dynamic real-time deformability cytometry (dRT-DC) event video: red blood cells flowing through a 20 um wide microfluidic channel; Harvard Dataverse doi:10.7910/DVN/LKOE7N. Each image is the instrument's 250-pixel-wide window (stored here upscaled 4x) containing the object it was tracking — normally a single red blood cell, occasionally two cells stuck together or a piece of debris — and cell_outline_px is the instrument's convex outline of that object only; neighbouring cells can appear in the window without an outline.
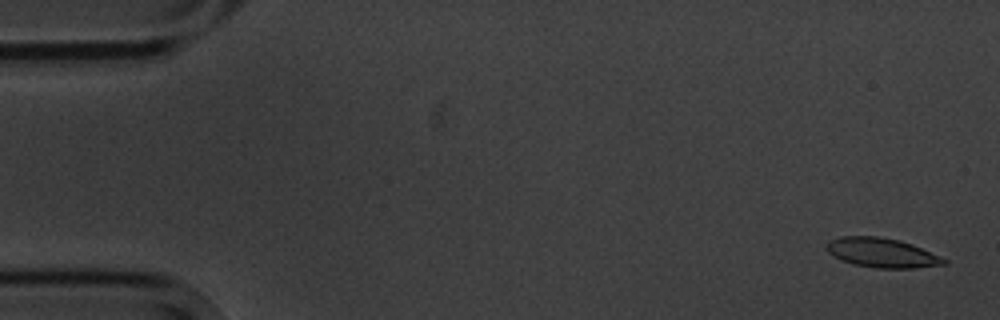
{"species": "common noctule bat (a hibernating species)", "species_latin": "Nyctalus noctula", "temperature_condition": "cold", "stored_images_in_passage": 6, "segment_of_instrument_passage": [2, 2], "camera_frame_rate_fps": 3000, "um_per_image_px": 0.085, "animal": {"sex": "male", "body_mass_g": 20.1, "forearm_length_mm": 53.5}, "frame": {"image": 1, "passage_image": 6, "time_ms": 6.0, "image_size_px": [1000, 320], "cell_outline_px": [[948, 264], [912, 268], [876, 268], [852, 264], [832, 256], [824, 248], [828, 240], [840, 236], [876, 236], [900, 240], [912, 244], [948, 260]], "centroid_in_image_um": [74.91, 21.48], "position_along_channel_um": 10.1, "area_um2": 20.29}}